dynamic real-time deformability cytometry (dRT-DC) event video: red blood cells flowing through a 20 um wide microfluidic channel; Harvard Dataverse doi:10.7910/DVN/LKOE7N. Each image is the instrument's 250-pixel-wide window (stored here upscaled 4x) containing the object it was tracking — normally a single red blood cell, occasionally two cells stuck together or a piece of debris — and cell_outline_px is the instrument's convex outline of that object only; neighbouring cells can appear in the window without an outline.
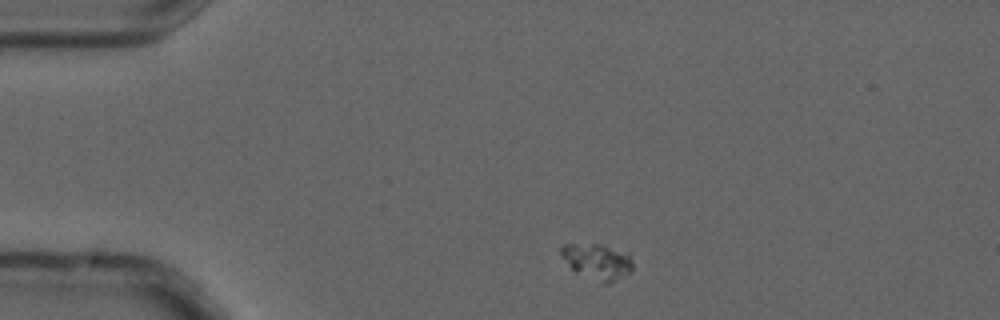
{"species": "common noctule bat (a hibernating species)", "species_latin": "Nyctalus noctula", "temperature_condition": "cold", "stored_images_in_passage": 7, "camera_frame_rate_fps": 3000, "um_per_image_px": 0.085, "animal": {"sex": "male", "forearm_length_mm": 52.5}, "frame": {"image": 1, "passage_image": 1, "time_ms": 0.0, "image_size_px": [1000, 320], "cell_outline_px": [[632, 268], [624, 276], [608, 284], [604, 284], [576, 272], [568, 264], [560, 252], [560, 248], [564, 244], [600, 244], [628, 252], [632, 260]], "centroid_in_image_um": [50.79, 22.22], "position_along_channel_um": 34.2, "area_um2": 14.8}}
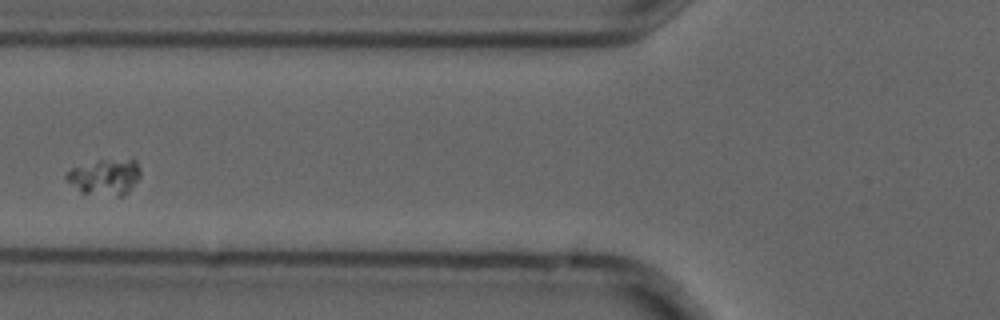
{"frame": {"image": 2, "passage_image": 4, "time_ms": 1.0, "image_size_px": [1000, 320], "cell_outline_px": [[140, 176], [128, 192], [124, 196], [116, 196], [80, 192], [64, 176], [72, 168], [96, 160], [136, 160], [140, 168]], "centroid_in_image_um": [8.94, 15.04], "position_along_channel_um": 116.9, "area_um2": 15.26}}
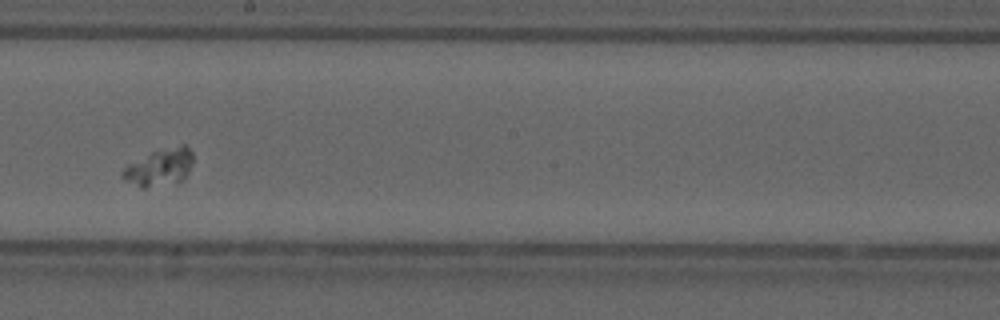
{"frame": {"image": 3, "passage_image": 7, "time_ms": 2.0, "image_size_px": [1000, 320], "cell_outline_px": [[192, 164], [184, 180], [180, 184], [144, 188], [140, 188], [124, 180], [120, 176], [120, 172], [128, 164], [152, 152], [180, 144], [184, 144], [192, 152]], "centroid_in_image_um": [13.57, 14.27], "position_along_channel_um": 234.6, "area_um2": 15.66}}